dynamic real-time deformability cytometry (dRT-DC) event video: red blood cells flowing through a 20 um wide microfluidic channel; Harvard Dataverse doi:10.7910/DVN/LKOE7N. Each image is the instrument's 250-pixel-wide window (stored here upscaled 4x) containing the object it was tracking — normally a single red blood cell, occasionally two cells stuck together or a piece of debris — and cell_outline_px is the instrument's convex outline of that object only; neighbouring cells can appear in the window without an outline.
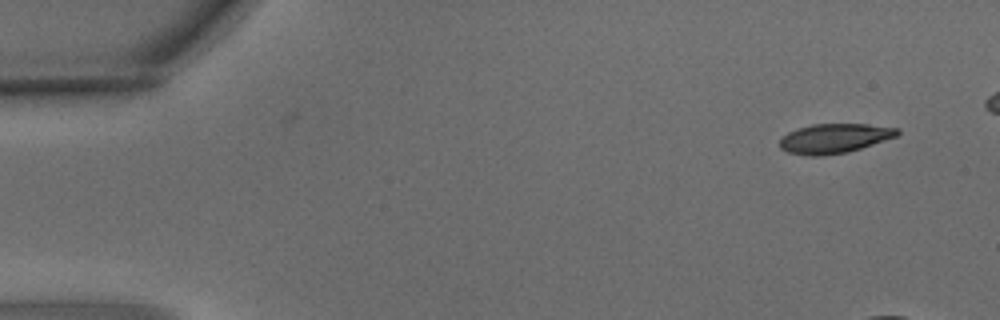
{"species": "common noctule bat (a hibernating species)", "species_latin": "Nyctalus noctula", "temperature_condition": "warm", "stored_images_in_passage": 2, "camera_frame_rate_fps": 3000, "um_per_image_px": 0.085, "animal": {"sex": "male", "body_mass_g": 15.6}, "frame": {"image": 1, "passage_image": 2, "time_ms": 0.333, "image_size_px": [1000, 320], "cell_outline_px": [[900, 132], [896, 136], [848, 152], [820, 156], [808, 156], [788, 152], [780, 148], [780, 136], [796, 128], [812, 124], [868, 124], [900, 128]], "centroid_in_image_um": [70.88, 11.75], "position_along_channel_um": 14.1, "area_um2": 20.29}}